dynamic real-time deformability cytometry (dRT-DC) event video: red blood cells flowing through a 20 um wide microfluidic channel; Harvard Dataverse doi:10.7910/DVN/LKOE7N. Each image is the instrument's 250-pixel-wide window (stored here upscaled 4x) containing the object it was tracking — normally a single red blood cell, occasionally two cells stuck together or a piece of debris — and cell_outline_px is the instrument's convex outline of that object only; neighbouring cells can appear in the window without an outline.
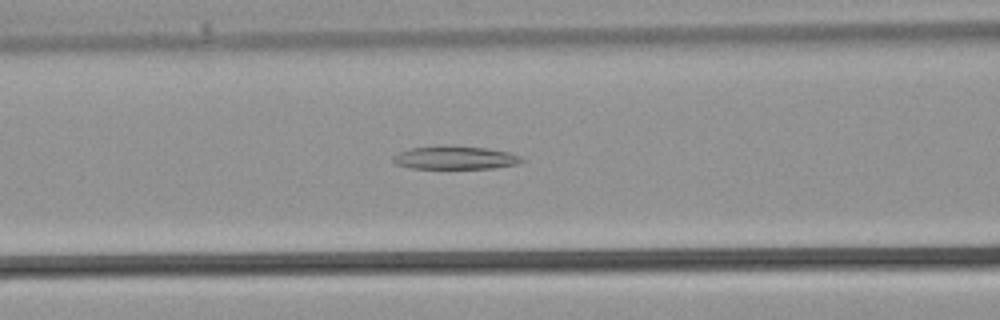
{"species": "common noctule bat (a hibernating species)", "species_latin": "Nyctalus noctula", "temperature_condition": "warm", "stored_images_in_passage": 33, "camera_frame_rate_fps": 3000, "um_per_image_px": 0.085, "animal": {"sex": "male", "body_mass_g": 21.5, "forearm_length_mm": 52.0}, "frame": {"image": 1, "passage_image": 12, "time_ms": 3.667, "image_size_px": [1000, 320], "cell_outline_px": [[524, 160], [516, 164], [496, 168], [412, 168], [396, 164], [392, 160], [392, 156], [400, 152], [412, 148], [488, 148], [508, 152], [520, 156]], "centroid_in_image_um": [38.71, 13.45], "position_along_channel_um": 127.9, "area_um2": 16.42}}
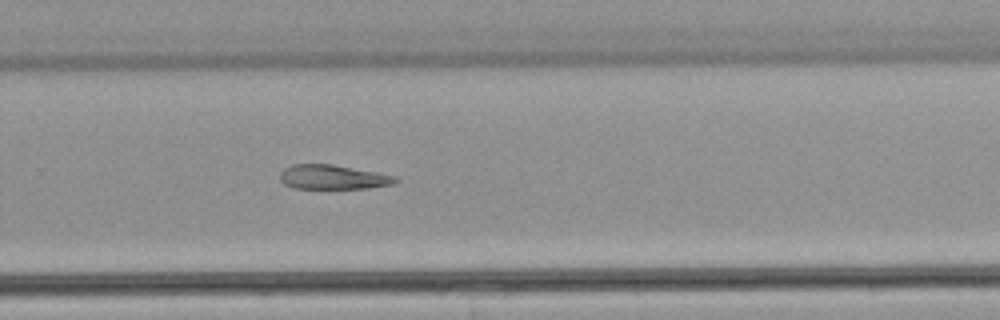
{"frame": {"image": 2, "passage_image": 21, "time_ms": 6.667, "image_size_px": [1000, 320], "cell_outline_px": [[400, 180], [392, 184], [368, 188], [296, 188], [284, 184], [280, 180], [280, 172], [284, 168], [292, 164], [332, 164], [376, 172], [396, 176]], "centroid_in_image_um": [28.29, 15.05], "position_along_channel_um": 301.5, "area_um2": 16.36}}
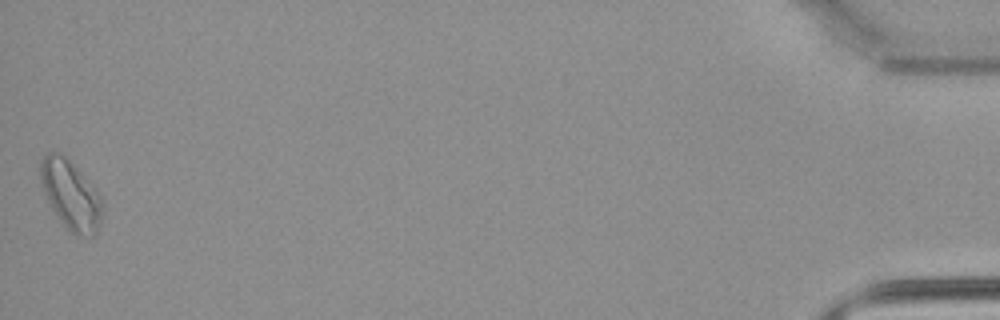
{"frame": {"image": 3, "passage_image": 33, "time_ms": 10.667, "image_size_px": [1000, 320], "cell_outline_px": [[104, 208], [100, 224], [96, 236], [84, 236], [72, 232], [60, 220], [52, 208], [48, 200], [40, 176], [40, 160], [48, 152], [56, 152], [64, 156], [96, 188], [100, 196]], "centroid_in_image_um": [6.05, 16.58], "position_along_channel_um": 429.1, "area_um2": 24.51}}